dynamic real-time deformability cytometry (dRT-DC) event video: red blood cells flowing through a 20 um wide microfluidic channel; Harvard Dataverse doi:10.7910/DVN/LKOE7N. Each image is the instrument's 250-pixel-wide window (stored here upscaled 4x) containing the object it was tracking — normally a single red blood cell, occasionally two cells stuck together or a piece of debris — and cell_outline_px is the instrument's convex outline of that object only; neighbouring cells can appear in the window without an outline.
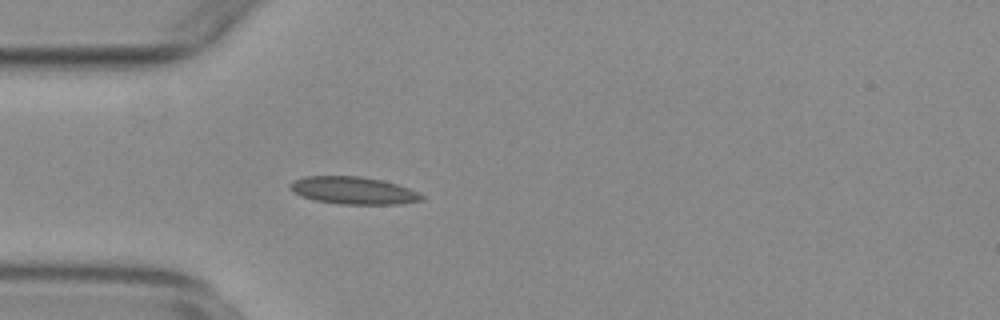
{"species": "common noctule bat (a hibernating species)", "species_latin": "Nyctalus noctula", "temperature_condition": "warm", "stored_images_in_passage": 48, "camera_frame_rate_fps": 3000, "um_per_image_px": 0.085, "animal": {"sex": "female", "body_mass_g": 29.2, "forearm_length_mm": 56.3}, "frame": {"image": 1, "passage_image": 9, "time_ms": 2.667, "image_size_px": [1000, 320], "cell_outline_px": [[424, 200], [400, 204], [340, 204], [316, 200], [292, 192], [288, 188], [288, 184], [292, 180], [304, 176], [360, 176], [380, 180], [396, 184], [420, 192], [424, 196]], "centroid_in_image_um": [30.02, 16.19], "position_along_channel_um": 55.0, "area_um2": 21.1}}
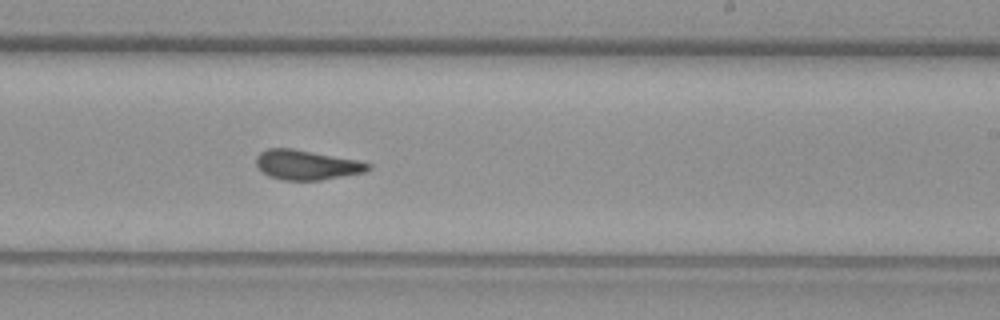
{"frame": {"image": 2, "passage_image": 26, "time_ms": 8.333, "image_size_px": [1000, 320], "cell_outline_px": [[372, 168], [364, 172], [320, 180], [284, 180], [268, 176], [256, 164], [256, 156], [260, 152], [268, 148], [292, 148], [356, 160], [372, 164]], "centroid_in_image_um": [26.05, 14.01], "position_along_channel_um": 262.9, "area_um2": 19.19}}
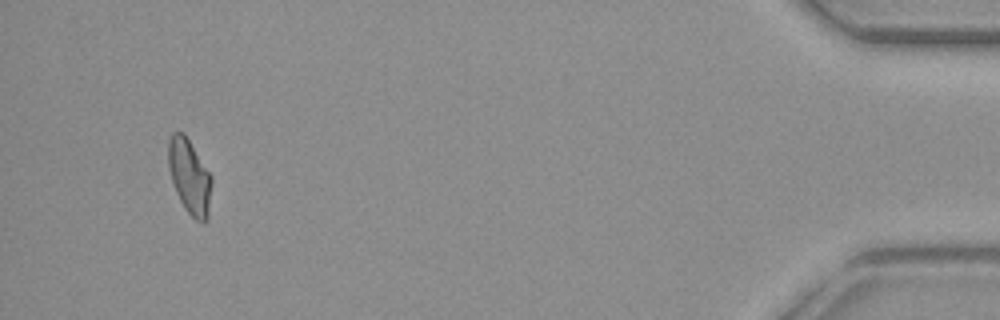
{"frame": {"image": 3, "passage_image": 45, "time_ms": 14.667, "image_size_px": [1000, 320], "cell_outline_px": [[212, 184], [208, 220], [204, 224], [196, 220], [184, 208], [176, 192], [168, 168], [168, 140], [172, 132], [184, 132], [212, 176]], "centroid_in_image_um": [16.12, 15.02], "position_along_channel_um": 419.1, "area_um2": 19.07}, "authors_computed_cell_mechanics": {"area_um2": 19.363, "velocity_mm_per_s": 3.7664, "shape_relaxation_time_tau1_ms": null, "shape_relaxation_time_tau2_ms": 1.1884, "deformation_change_tau1": null, "deformation_change_tau2": 0.0734}}